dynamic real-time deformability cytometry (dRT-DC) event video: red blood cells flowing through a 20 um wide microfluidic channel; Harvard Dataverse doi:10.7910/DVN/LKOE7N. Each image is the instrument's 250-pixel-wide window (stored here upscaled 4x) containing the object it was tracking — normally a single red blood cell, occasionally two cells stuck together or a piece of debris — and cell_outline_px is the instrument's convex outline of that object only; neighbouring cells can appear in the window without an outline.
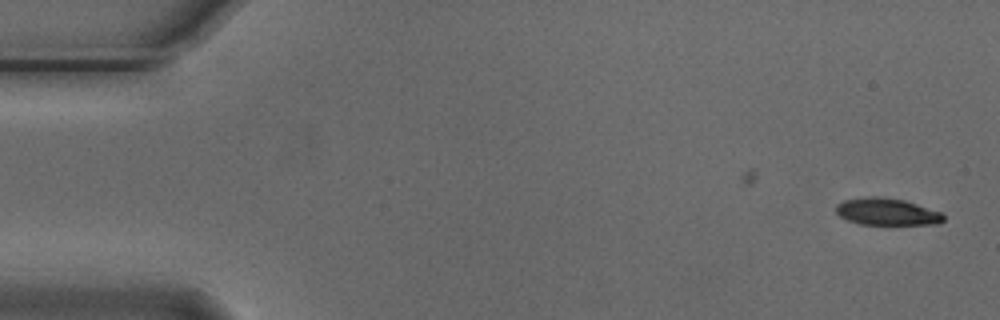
{"species": "Egyptian fruit bat (a non-hibernating species)", "species_latin": "Rousettus aegyptiacus", "temperature_condition": "cold", "stored_images_in_passage": 2, "camera_frame_rate_fps": 3000, "um_per_image_px": 0.085, "animal": {"sex": "male"}, "frame": {"image": 1, "passage_image": 2, "time_ms": 0.333, "image_size_px": [1000, 320], "cell_outline_px": [[944, 220], [940, 224], [860, 224], [848, 220], [840, 216], [836, 212], [836, 204], [844, 200], [868, 196], [880, 196], [904, 200], [940, 212], [944, 216]], "centroid_in_image_um": [75.37, 17.99], "position_along_channel_um": 9.6, "area_um2": 16.82}}